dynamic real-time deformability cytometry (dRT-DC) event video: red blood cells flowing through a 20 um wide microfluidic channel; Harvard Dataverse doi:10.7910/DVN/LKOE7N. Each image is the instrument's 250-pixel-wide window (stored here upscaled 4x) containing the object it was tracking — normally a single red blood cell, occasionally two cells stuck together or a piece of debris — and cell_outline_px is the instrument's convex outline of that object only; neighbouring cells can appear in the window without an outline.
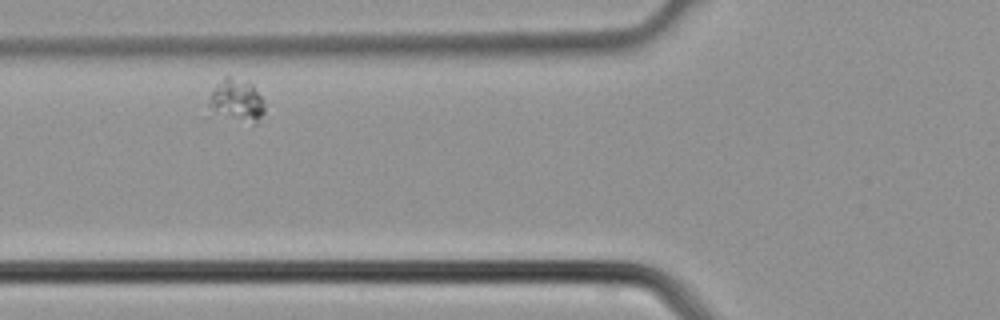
{"species": "common noctule bat (a hibernating species)", "species_latin": "Nyctalus noctula", "temperature_condition": "cold", "stored_images_in_passage": 6, "camera_frame_rate_fps": 3000, "um_per_image_px": 0.085, "animal": {"sex": "male", "body_mass_g": 21.5, "forearm_length_mm": 52.0}, "frame": {"image": 1, "passage_image": 5, "time_ms": 1.333, "image_size_px": [1000, 320], "cell_outline_px": [[264, 112], [260, 124], [256, 124], [216, 112], [208, 104], [208, 100], [216, 84], [224, 76], [228, 76], [252, 84], [260, 96], [264, 104]], "centroid_in_image_um": [20.16, 8.52], "position_along_channel_um": 105.6, "area_um2": 13.24}}
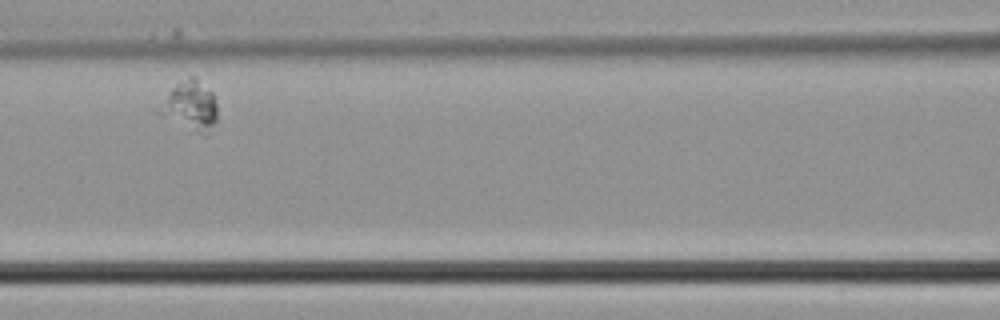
{"frame": {"image": 2, "passage_image": 6, "time_ms": 1.667, "image_size_px": [1000, 320], "cell_outline_px": [[216, 120], [204, 136], [168, 104], [168, 92], [172, 88], [192, 76], [212, 92], [216, 104]], "centroid_in_image_um": [16.5, 8.84], "position_along_channel_um": 150.1, "area_um2": 12.89}}